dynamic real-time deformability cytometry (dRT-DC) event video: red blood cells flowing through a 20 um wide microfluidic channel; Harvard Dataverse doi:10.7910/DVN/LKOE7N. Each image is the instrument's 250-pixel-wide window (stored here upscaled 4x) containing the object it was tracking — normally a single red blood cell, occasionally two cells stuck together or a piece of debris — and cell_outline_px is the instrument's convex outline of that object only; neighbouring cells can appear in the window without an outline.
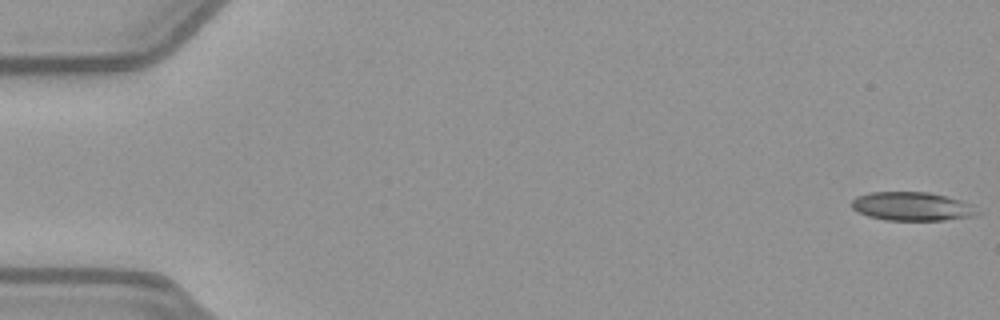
{"species": "common noctule bat (a hibernating species)", "species_latin": "Nyctalus noctula", "temperature_condition": "warm", "stored_images_in_passage": 52, "camera_frame_rate_fps": 3000, "um_per_image_px": 0.085, "animal": {"sex": "female", "body_mass_g": 21.9}, "frame": {"image": 1, "passage_image": 1, "time_ms": 0.0, "image_size_px": [1000, 320], "cell_outline_px": [[984, 212], [976, 216], [944, 220], [888, 220], [868, 216], [856, 212], [852, 208], [852, 200], [856, 196], [868, 192], [928, 192], [960, 200], [972, 204]], "centroid_in_image_um": [77.56, 17.55], "position_along_channel_um": 7.4, "area_um2": 21.27}}
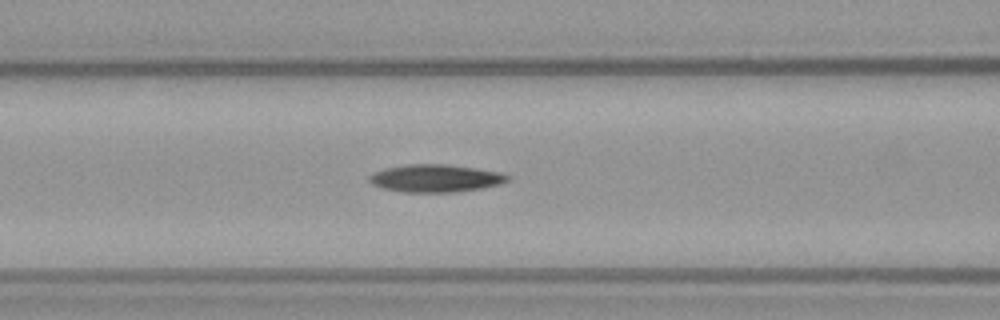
{"frame": {"image": 2, "passage_image": 22, "time_ms": 7.0, "image_size_px": [1000, 320], "cell_outline_px": [[512, 176], [508, 180], [500, 184], [480, 188], [452, 192], [404, 192], [384, 188], [372, 184], [368, 180], [368, 176], [384, 168], [408, 164], [448, 164], [476, 168], [500, 172]], "centroid_in_image_um": [37.03, 15.14], "position_along_channel_um": 129.6, "area_um2": 22.2}}
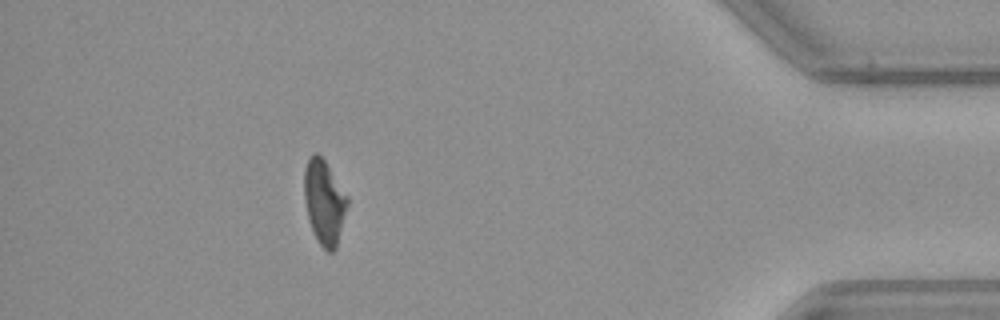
{"frame": {"image": 3, "passage_image": 47, "time_ms": 15.333, "image_size_px": [1000, 320], "cell_outline_px": [[348, 204], [336, 248], [332, 252], [328, 252], [316, 240], [312, 232], [308, 220], [304, 200], [304, 168], [308, 156], [312, 152], [316, 152], [324, 160], [348, 196]], "centroid_in_image_um": [27.53, 17.17], "position_along_channel_um": 407.7, "area_um2": 21.44}, "authors_computed_cell_mechanics": {"area_um2": 21.7328, "velocity_mm_per_s": 3.9599, "shape_relaxation_time_tau1_ms": 8.9472, "shape_relaxation_time_tau2_ms": null, "deformation_change_tau1": 0.262, "deformation_change_tau2": null}}